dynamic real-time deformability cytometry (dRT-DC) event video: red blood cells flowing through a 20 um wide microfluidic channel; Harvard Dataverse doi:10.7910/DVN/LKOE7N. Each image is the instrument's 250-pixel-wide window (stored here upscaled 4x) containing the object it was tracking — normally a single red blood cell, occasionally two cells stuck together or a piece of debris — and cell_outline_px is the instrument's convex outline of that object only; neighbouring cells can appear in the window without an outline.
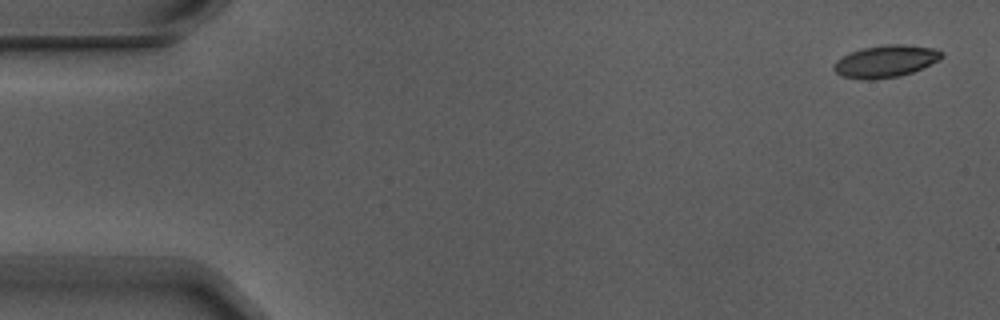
{"species": "Egyptian fruit bat (a non-hibernating species)", "species_latin": "Rousettus aegyptiacus", "temperature_condition": "warm", "stored_images_in_passage": 5, "camera_frame_rate_fps": 3000, "um_per_image_px": 0.085, "animal": {"sex": "male"}, "frame": {"image": 1, "passage_image": 1, "time_ms": 0.0, "image_size_px": [1000, 320], "cell_outline_px": [[944, 56], [940, 60], [912, 72], [900, 76], [872, 80], [864, 80], [840, 76], [832, 68], [836, 60], [848, 52], [864, 48], [888, 44], [900, 44], [936, 48], [944, 52]], "centroid_in_image_um": [75.28, 5.21], "position_along_channel_um": 9.7, "area_um2": 20.4}}